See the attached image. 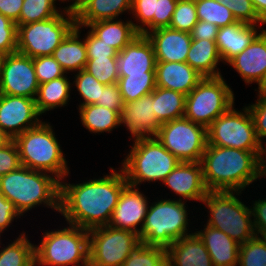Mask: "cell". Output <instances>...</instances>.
Instances as JSON below:
<instances>
[{
	"label": "cell",
	"instance_id": "obj_1",
	"mask_svg": "<svg viewBox=\"0 0 266 266\" xmlns=\"http://www.w3.org/2000/svg\"><path fill=\"white\" fill-rule=\"evenodd\" d=\"M109 170V174L82 183L67 182V177L60 181L59 213L65 223L88 230L109 224L120 194L128 185L121 167Z\"/></svg>",
	"mask_w": 266,
	"mask_h": 266
},
{
	"label": "cell",
	"instance_id": "obj_2",
	"mask_svg": "<svg viewBox=\"0 0 266 266\" xmlns=\"http://www.w3.org/2000/svg\"><path fill=\"white\" fill-rule=\"evenodd\" d=\"M201 165L208 191L245 192L257 181L258 152L207 145Z\"/></svg>",
	"mask_w": 266,
	"mask_h": 266
},
{
	"label": "cell",
	"instance_id": "obj_3",
	"mask_svg": "<svg viewBox=\"0 0 266 266\" xmlns=\"http://www.w3.org/2000/svg\"><path fill=\"white\" fill-rule=\"evenodd\" d=\"M0 192L23 217L42 205L59 214L60 180L50 173L20 166L0 177Z\"/></svg>",
	"mask_w": 266,
	"mask_h": 266
},
{
	"label": "cell",
	"instance_id": "obj_4",
	"mask_svg": "<svg viewBox=\"0 0 266 266\" xmlns=\"http://www.w3.org/2000/svg\"><path fill=\"white\" fill-rule=\"evenodd\" d=\"M50 122L42 121L16 136L21 166L52 174L60 181L70 177V167ZM59 141V142H58Z\"/></svg>",
	"mask_w": 266,
	"mask_h": 266
},
{
	"label": "cell",
	"instance_id": "obj_5",
	"mask_svg": "<svg viewBox=\"0 0 266 266\" xmlns=\"http://www.w3.org/2000/svg\"><path fill=\"white\" fill-rule=\"evenodd\" d=\"M125 158L123 170L128 185L139 187L144 183H162L180 162L156 137L132 140Z\"/></svg>",
	"mask_w": 266,
	"mask_h": 266
},
{
	"label": "cell",
	"instance_id": "obj_6",
	"mask_svg": "<svg viewBox=\"0 0 266 266\" xmlns=\"http://www.w3.org/2000/svg\"><path fill=\"white\" fill-rule=\"evenodd\" d=\"M66 224L42 233L35 266H89V230Z\"/></svg>",
	"mask_w": 266,
	"mask_h": 266
},
{
	"label": "cell",
	"instance_id": "obj_7",
	"mask_svg": "<svg viewBox=\"0 0 266 266\" xmlns=\"http://www.w3.org/2000/svg\"><path fill=\"white\" fill-rule=\"evenodd\" d=\"M186 205V201L167 197L150 202L138 235L140 241L167 249L174 241L193 234L194 232L189 229L192 226H189L190 210H187L189 208Z\"/></svg>",
	"mask_w": 266,
	"mask_h": 266
},
{
	"label": "cell",
	"instance_id": "obj_8",
	"mask_svg": "<svg viewBox=\"0 0 266 266\" xmlns=\"http://www.w3.org/2000/svg\"><path fill=\"white\" fill-rule=\"evenodd\" d=\"M241 194L243 192L208 191L202 200L208 212L205 223L224 232L239 245L256 236L251 207L242 202Z\"/></svg>",
	"mask_w": 266,
	"mask_h": 266
},
{
	"label": "cell",
	"instance_id": "obj_9",
	"mask_svg": "<svg viewBox=\"0 0 266 266\" xmlns=\"http://www.w3.org/2000/svg\"><path fill=\"white\" fill-rule=\"evenodd\" d=\"M75 25V14L67 8L50 19L17 25V52L31 58L52 56Z\"/></svg>",
	"mask_w": 266,
	"mask_h": 266
},
{
	"label": "cell",
	"instance_id": "obj_10",
	"mask_svg": "<svg viewBox=\"0 0 266 266\" xmlns=\"http://www.w3.org/2000/svg\"><path fill=\"white\" fill-rule=\"evenodd\" d=\"M234 91L219 77H204L186 96L184 117L208 128L220 115L235 104Z\"/></svg>",
	"mask_w": 266,
	"mask_h": 266
},
{
	"label": "cell",
	"instance_id": "obj_11",
	"mask_svg": "<svg viewBox=\"0 0 266 266\" xmlns=\"http://www.w3.org/2000/svg\"><path fill=\"white\" fill-rule=\"evenodd\" d=\"M235 106L233 104L207 128V145L259 152L261 144L247 105L241 110Z\"/></svg>",
	"mask_w": 266,
	"mask_h": 266
},
{
	"label": "cell",
	"instance_id": "obj_12",
	"mask_svg": "<svg viewBox=\"0 0 266 266\" xmlns=\"http://www.w3.org/2000/svg\"><path fill=\"white\" fill-rule=\"evenodd\" d=\"M155 137L180 162H201L208 144L207 128L185 117L163 123Z\"/></svg>",
	"mask_w": 266,
	"mask_h": 266
},
{
	"label": "cell",
	"instance_id": "obj_13",
	"mask_svg": "<svg viewBox=\"0 0 266 266\" xmlns=\"http://www.w3.org/2000/svg\"><path fill=\"white\" fill-rule=\"evenodd\" d=\"M139 242L132 231L108 225L89 229V266H121Z\"/></svg>",
	"mask_w": 266,
	"mask_h": 266
},
{
	"label": "cell",
	"instance_id": "obj_14",
	"mask_svg": "<svg viewBox=\"0 0 266 266\" xmlns=\"http://www.w3.org/2000/svg\"><path fill=\"white\" fill-rule=\"evenodd\" d=\"M38 88L33 58L18 52L6 55L0 71V93L35 99Z\"/></svg>",
	"mask_w": 266,
	"mask_h": 266
},
{
	"label": "cell",
	"instance_id": "obj_15",
	"mask_svg": "<svg viewBox=\"0 0 266 266\" xmlns=\"http://www.w3.org/2000/svg\"><path fill=\"white\" fill-rule=\"evenodd\" d=\"M41 116L35 99L0 93V130L10 139L39 125Z\"/></svg>",
	"mask_w": 266,
	"mask_h": 266
},
{
	"label": "cell",
	"instance_id": "obj_16",
	"mask_svg": "<svg viewBox=\"0 0 266 266\" xmlns=\"http://www.w3.org/2000/svg\"><path fill=\"white\" fill-rule=\"evenodd\" d=\"M149 199L140 187L127 185L120 194L108 226L139 235L150 205Z\"/></svg>",
	"mask_w": 266,
	"mask_h": 266
},
{
	"label": "cell",
	"instance_id": "obj_17",
	"mask_svg": "<svg viewBox=\"0 0 266 266\" xmlns=\"http://www.w3.org/2000/svg\"><path fill=\"white\" fill-rule=\"evenodd\" d=\"M153 110V91L137 100L124 103L120 126L127 128L131 134L128 136L130 140L156 136L162 124Z\"/></svg>",
	"mask_w": 266,
	"mask_h": 266
},
{
	"label": "cell",
	"instance_id": "obj_18",
	"mask_svg": "<svg viewBox=\"0 0 266 266\" xmlns=\"http://www.w3.org/2000/svg\"><path fill=\"white\" fill-rule=\"evenodd\" d=\"M178 200L201 202L208 192L205 187L201 162H179L162 182Z\"/></svg>",
	"mask_w": 266,
	"mask_h": 266
},
{
	"label": "cell",
	"instance_id": "obj_19",
	"mask_svg": "<svg viewBox=\"0 0 266 266\" xmlns=\"http://www.w3.org/2000/svg\"><path fill=\"white\" fill-rule=\"evenodd\" d=\"M239 74L246 85H260L266 74V28L228 63Z\"/></svg>",
	"mask_w": 266,
	"mask_h": 266
},
{
	"label": "cell",
	"instance_id": "obj_20",
	"mask_svg": "<svg viewBox=\"0 0 266 266\" xmlns=\"http://www.w3.org/2000/svg\"><path fill=\"white\" fill-rule=\"evenodd\" d=\"M117 66L119 77L155 75V53L146 35L139 34L117 53Z\"/></svg>",
	"mask_w": 266,
	"mask_h": 266
},
{
	"label": "cell",
	"instance_id": "obj_21",
	"mask_svg": "<svg viewBox=\"0 0 266 266\" xmlns=\"http://www.w3.org/2000/svg\"><path fill=\"white\" fill-rule=\"evenodd\" d=\"M146 37L153 46L156 62H186L192 42L190 33L166 27L153 30Z\"/></svg>",
	"mask_w": 266,
	"mask_h": 266
},
{
	"label": "cell",
	"instance_id": "obj_22",
	"mask_svg": "<svg viewBox=\"0 0 266 266\" xmlns=\"http://www.w3.org/2000/svg\"><path fill=\"white\" fill-rule=\"evenodd\" d=\"M203 78L186 62H156V87L174 90L187 96Z\"/></svg>",
	"mask_w": 266,
	"mask_h": 266
},
{
	"label": "cell",
	"instance_id": "obj_23",
	"mask_svg": "<svg viewBox=\"0 0 266 266\" xmlns=\"http://www.w3.org/2000/svg\"><path fill=\"white\" fill-rule=\"evenodd\" d=\"M262 27L263 25H251L237 21L219 28L216 44L222 63L226 65L233 57L242 52L264 29Z\"/></svg>",
	"mask_w": 266,
	"mask_h": 266
},
{
	"label": "cell",
	"instance_id": "obj_24",
	"mask_svg": "<svg viewBox=\"0 0 266 266\" xmlns=\"http://www.w3.org/2000/svg\"><path fill=\"white\" fill-rule=\"evenodd\" d=\"M167 266H213L204 242L194 231L167 248Z\"/></svg>",
	"mask_w": 266,
	"mask_h": 266
},
{
	"label": "cell",
	"instance_id": "obj_25",
	"mask_svg": "<svg viewBox=\"0 0 266 266\" xmlns=\"http://www.w3.org/2000/svg\"><path fill=\"white\" fill-rule=\"evenodd\" d=\"M202 226L200 230L195 228V232L204 242L213 266H238L240 245L219 229L207 224Z\"/></svg>",
	"mask_w": 266,
	"mask_h": 266
},
{
	"label": "cell",
	"instance_id": "obj_26",
	"mask_svg": "<svg viewBox=\"0 0 266 266\" xmlns=\"http://www.w3.org/2000/svg\"><path fill=\"white\" fill-rule=\"evenodd\" d=\"M81 31H83L82 26L75 25L52 54L68 75L71 72L72 75L84 70L88 60L85 39L81 36Z\"/></svg>",
	"mask_w": 266,
	"mask_h": 266
},
{
	"label": "cell",
	"instance_id": "obj_27",
	"mask_svg": "<svg viewBox=\"0 0 266 266\" xmlns=\"http://www.w3.org/2000/svg\"><path fill=\"white\" fill-rule=\"evenodd\" d=\"M132 0H88L76 13V25L86 27L95 21L120 19L131 13ZM120 16V17H119Z\"/></svg>",
	"mask_w": 266,
	"mask_h": 266
},
{
	"label": "cell",
	"instance_id": "obj_28",
	"mask_svg": "<svg viewBox=\"0 0 266 266\" xmlns=\"http://www.w3.org/2000/svg\"><path fill=\"white\" fill-rule=\"evenodd\" d=\"M83 29L89 30L102 42L113 47L117 52L123 50L139 33L133 26L132 19H114L95 21L88 24Z\"/></svg>",
	"mask_w": 266,
	"mask_h": 266
},
{
	"label": "cell",
	"instance_id": "obj_29",
	"mask_svg": "<svg viewBox=\"0 0 266 266\" xmlns=\"http://www.w3.org/2000/svg\"><path fill=\"white\" fill-rule=\"evenodd\" d=\"M222 63L216 40H192L186 63L203 77H219L223 74L219 65ZM218 66V67H217Z\"/></svg>",
	"mask_w": 266,
	"mask_h": 266
},
{
	"label": "cell",
	"instance_id": "obj_30",
	"mask_svg": "<svg viewBox=\"0 0 266 266\" xmlns=\"http://www.w3.org/2000/svg\"><path fill=\"white\" fill-rule=\"evenodd\" d=\"M70 76L65 73L63 76L49 82L39 84L35 97L37 110L41 115L69 105L71 91L73 88Z\"/></svg>",
	"mask_w": 266,
	"mask_h": 266
},
{
	"label": "cell",
	"instance_id": "obj_31",
	"mask_svg": "<svg viewBox=\"0 0 266 266\" xmlns=\"http://www.w3.org/2000/svg\"><path fill=\"white\" fill-rule=\"evenodd\" d=\"M82 126L91 134L112 133L120 126L121 114L118 111L97 104H89L77 108Z\"/></svg>",
	"mask_w": 266,
	"mask_h": 266
},
{
	"label": "cell",
	"instance_id": "obj_32",
	"mask_svg": "<svg viewBox=\"0 0 266 266\" xmlns=\"http://www.w3.org/2000/svg\"><path fill=\"white\" fill-rule=\"evenodd\" d=\"M9 242L5 246L0 238V266H35V244L24 230Z\"/></svg>",
	"mask_w": 266,
	"mask_h": 266
},
{
	"label": "cell",
	"instance_id": "obj_33",
	"mask_svg": "<svg viewBox=\"0 0 266 266\" xmlns=\"http://www.w3.org/2000/svg\"><path fill=\"white\" fill-rule=\"evenodd\" d=\"M186 95L156 87L153 90V108L157 120L163 124L184 117Z\"/></svg>",
	"mask_w": 266,
	"mask_h": 266
},
{
	"label": "cell",
	"instance_id": "obj_34",
	"mask_svg": "<svg viewBox=\"0 0 266 266\" xmlns=\"http://www.w3.org/2000/svg\"><path fill=\"white\" fill-rule=\"evenodd\" d=\"M62 0H24L19 16V25L50 19L65 10L57 6ZM62 8V9H61Z\"/></svg>",
	"mask_w": 266,
	"mask_h": 266
},
{
	"label": "cell",
	"instance_id": "obj_35",
	"mask_svg": "<svg viewBox=\"0 0 266 266\" xmlns=\"http://www.w3.org/2000/svg\"><path fill=\"white\" fill-rule=\"evenodd\" d=\"M121 266H167V249L140 241Z\"/></svg>",
	"mask_w": 266,
	"mask_h": 266
},
{
	"label": "cell",
	"instance_id": "obj_36",
	"mask_svg": "<svg viewBox=\"0 0 266 266\" xmlns=\"http://www.w3.org/2000/svg\"><path fill=\"white\" fill-rule=\"evenodd\" d=\"M124 103L150 94L156 88L155 75H127L117 81Z\"/></svg>",
	"mask_w": 266,
	"mask_h": 266
},
{
	"label": "cell",
	"instance_id": "obj_37",
	"mask_svg": "<svg viewBox=\"0 0 266 266\" xmlns=\"http://www.w3.org/2000/svg\"><path fill=\"white\" fill-rule=\"evenodd\" d=\"M198 20L207 21L217 27H225L236 23L232 12L216 0H195Z\"/></svg>",
	"mask_w": 266,
	"mask_h": 266
},
{
	"label": "cell",
	"instance_id": "obj_38",
	"mask_svg": "<svg viewBox=\"0 0 266 266\" xmlns=\"http://www.w3.org/2000/svg\"><path fill=\"white\" fill-rule=\"evenodd\" d=\"M72 88H76L78 95L82 98L80 99L79 105L85 106L89 104H95L100 98L101 91L104 90V84H101L96 80L91 74L85 70H81L73 74Z\"/></svg>",
	"mask_w": 266,
	"mask_h": 266
},
{
	"label": "cell",
	"instance_id": "obj_39",
	"mask_svg": "<svg viewBox=\"0 0 266 266\" xmlns=\"http://www.w3.org/2000/svg\"><path fill=\"white\" fill-rule=\"evenodd\" d=\"M84 70L104 85L115 84L119 79L117 57L88 58Z\"/></svg>",
	"mask_w": 266,
	"mask_h": 266
},
{
	"label": "cell",
	"instance_id": "obj_40",
	"mask_svg": "<svg viewBox=\"0 0 266 266\" xmlns=\"http://www.w3.org/2000/svg\"><path fill=\"white\" fill-rule=\"evenodd\" d=\"M158 0H132L130 16L133 15V26L142 35L153 31V16L156 14ZM136 21V22H135ZM135 22V23H134Z\"/></svg>",
	"mask_w": 266,
	"mask_h": 266
},
{
	"label": "cell",
	"instance_id": "obj_41",
	"mask_svg": "<svg viewBox=\"0 0 266 266\" xmlns=\"http://www.w3.org/2000/svg\"><path fill=\"white\" fill-rule=\"evenodd\" d=\"M198 21L195 0H178L169 28L191 33Z\"/></svg>",
	"mask_w": 266,
	"mask_h": 266
},
{
	"label": "cell",
	"instance_id": "obj_42",
	"mask_svg": "<svg viewBox=\"0 0 266 266\" xmlns=\"http://www.w3.org/2000/svg\"><path fill=\"white\" fill-rule=\"evenodd\" d=\"M238 266H266V242L261 236L240 245Z\"/></svg>",
	"mask_w": 266,
	"mask_h": 266
},
{
	"label": "cell",
	"instance_id": "obj_43",
	"mask_svg": "<svg viewBox=\"0 0 266 266\" xmlns=\"http://www.w3.org/2000/svg\"><path fill=\"white\" fill-rule=\"evenodd\" d=\"M238 22L251 25H266L257 15L251 0H221Z\"/></svg>",
	"mask_w": 266,
	"mask_h": 266
},
{
	"label": "cell",
	"instance_id": "obj_44",
	"mask_svg": "<svg viewBox=\"0 0 266 266\" xmlns=\"http://www.w3.org/2000/svg\"><path fill=\"white\" fill-rule=\"evenodd\" d=\"M33 65L39 84L49 82L65 74L60 64L52 56L33 58Z\"/></svg>",
	"mask_w": 266,
	"mask_h": 266
},
{
	"label": "cell",
	"instance_id": "obj_45",
	"mask_svg": "<svg viewBox=\"0 0 266 266\" xmlns=\"http://www.w3.org/2000/svg\"><path fill=\"white\" fill-rule=\"evenodd\" d=\"M256 95L255 103L252 102L246 105L253 120L256 136L261 145H266V96Z\"/></svg>",
	"mask_w": 266,
	"mask_h": 266
},
{
	"label": "cell",
	"instance_id": "obj_46",
	"mask_svg": "<svg viewBox=\"0 0 266 266\" xmlns=\"http://www.w3.org/2000/svg\"><path fill=\"white\" fill-rule=\"evenodd\" d=\"M18 26L0 13V50L7 55L17 52Z\"/></svg>",
	"mask_w": 266,
	"mask_h": 266
},
{
	"label": "cell",
	"instance_id": "obj_47",
	"mask_svg": "<svg viewBox=\"0 0 266 266\" xmlns=\"http://www.w3.org/2000/svg\"><path fill=\"white\" fill-rule=\"evenodd\" d=\"M21 166L20 156L16 143L10 139L0 147V177L17 170Z\"/></svg>",
	"mask_w": 266,
	"mask_h": 266
},
{
	"label": "cell",
	"instance_id": "obj_48",
	"mask_svg": "<svg viewBox=\"0 0 266 266\" xmlns=\"http://www.w3.org/2000/svg\"><path fill=\"white\" fill-rule=\"evenodd\" d=\"M85 45L87 50V58H106V57H117V51L102 42L101 39L97 38L90 30L84 35Z\"/></svg>",
	"mask_w": 266,
	"mask_h": 266
},
{
	"label": "cell",
	"instance_id": "obj_49",
	"mask_svg": "<svg viewBox=\"0 0 266 266\" xmlns=\"http://www.w3.org/2000/svg\"><path fill=\"white\" fill-rule=\"evenodd\" d=\"M95 104L118 111L121 114L124 102L117 83L105 85L104 90L101 91L100 98Z\"/></svg>",
	"mask_w": 266,
	"mask_h": 266
},
{
	"label": "cell",
	"instance_id": "obj_50",
	"mask_svg": "<svg viewBox=\"0 0 266 266\" xmlns=\"http://www.w3.org/2000/svg\"><path fill=\"white\" fill-rule=\"evenodd\" d=\"M178 0H158L156 14L153 16V30L170 26Z\"/></svg>",
	"mask_w": 266,
	"mask_h": 266
},
{
	"label": "cell",
	"instance_id": "obj_51",
	"mask_svg": "<svg viewBox=\"0 0 266 266\" xmlns=\"http://www.w3.org/2000/svg\"><path fill=\"white\" fill-rule=\"evenodd\" d=\"M23 217L16 209L15 205L7 200L0 192V238L2 234L11 227L14 220ZM6 230V231H5Z\"/></svg>",
	"mask_w": 266,
	"mask_h": 266
},
{
	"label": "cell",
	"instance_id": "obj_52",
	"mask_svg": "<svg viewBox=\"0 0 266 266\" xmlns=\"http://www.w3.org/2000/svg\"><path fill=\"white\" fill-rule=\"evenodd\" d=\"M261 199V200H260ZM253 227L256 236L266 232V197L252 200L251 204Z\"/></svg>",
	"mask_w": 266,
	"mask_h": 266
},
{
	"label": "cell",
	"instance_id": "obj_53",
	"mask_svg": "<svg viewBox=\"0 0 266 266\" xmlns=\"http://www.w3.org/2000/svg\"><path fill=\"white\" fill-rule=\"evenodd\" d=\"M218 29L215 24L199 20L191 31L192 40H216Z\"/></svg>",
	"mask_w": 266,
	"mask_h": 266
},
{
	"label": "cell",
	"instance_id": "obj_54",
	"mask_svg": "<svg viewBox=\"0 0 266 266\" xmlns=\"http://www.w3.org/2000/svg\"><path fill=\"white\" fill-rule=\"evenodd\" d=\"M24 0H0V13L19 25V16Z\"/></svg>",
	"mask_w": 266,
	"mask_h": 266
},
{
	"label": "cell",
	"instance_id": "obj_55",
	"mask_svg": "<svg viewBox=\"0 0 266 266\" xmlns=\"http://www.w3.org/2000/svg\"><path fill=\"white\" fill-rule=\"evenodd\" d=\"M266 178V145H261L258 152L257 180Z\"/></svg>",
	"mask_w": 266,
	"mask_h": 266
},
{
	"label": "cell",
	"instance_id": "obj_56",
	"mask_svg": "<svg viewBox=\"0 0 266 266\" xmlns=\"http://www.w3.org/2000/svg\"><path fill=\"white\" fill-rule=\"evenodd\" d=\"M258 17L266 24V0H251Z\"/></svg>",
	"mask_w": 266,
	"mask_h": 266
},
{
	"label": "cell",
	"instance_id": "obj_57",
	"mask_svg": "<svg viewBox=\"0 0 266 266\" xmlns=\"http://www.w3.org/2000/svg\"><path fill=\"white\" fill-rule=\"evenodd\" d=\"M88 0H68L65 6L71 13L75 14Z\"/></svg>",
	"mask_w": 266,
	"mask_h": 266
},
{
	"label": "cell",
	"instance_id": "obj_58",
	"mask_svg": "<svg viewBox=\"0 0 266 266\" xmlns=\"http://www.w3.org/2000/svg\"><path fill=\"white\" fill-rule=\"evenodd\" d=\"M254 91H256V94H262L266 96V74L263 80L261 81L260 85L257 89L254 88Z\"/></svg>",
	"mask_w": 266,
	"mask_h": 266
},
{
	"label": "cell",
	"instance_id": "obj_59",
	"mask_svg": "<svg viewBox=\"0 0 266 266\" xmlns=\"http://www.w3.org/2000/svg\"><path fill=\"white\" fill-rule=\"evenodd\" d=\"M10 138L0 130V147L5 145Z\"/></svg>",
	"mask_w": 266,
	"mask_h": 266
},
{
	"label": "cell",
	"instance_id": "obj_60",
	"mask_svg": "<svg viewBox=\"0 0 266 266\" xmlns=\"http://www.w3.org/2000/svg\"><path fill=\"white\" fill-rule=\"evenodd\" d=\"M6 53L3 52L2 50H0V71H1V68L3 66V63H4V60H5V57H6Z\"/></svg>",
	"mask_w": 266,
	"mask_h": 266
},
{
	"label": "cell",
	"instance_id": "obj_61",
	"mask_svg": "<svg viewBox=\"0 0 266 266\" xmlns=\"http://www.w3.org/2000/svg\"><path fill=\"white\" fill-rule=\"evenodd\" d=\"M261 237L263 238V240L266 242V232L265 233H263L262 235H261Z\"/></svg>",
	"mask_w": 266,
	"mask_h": 266
}]
</instances>
